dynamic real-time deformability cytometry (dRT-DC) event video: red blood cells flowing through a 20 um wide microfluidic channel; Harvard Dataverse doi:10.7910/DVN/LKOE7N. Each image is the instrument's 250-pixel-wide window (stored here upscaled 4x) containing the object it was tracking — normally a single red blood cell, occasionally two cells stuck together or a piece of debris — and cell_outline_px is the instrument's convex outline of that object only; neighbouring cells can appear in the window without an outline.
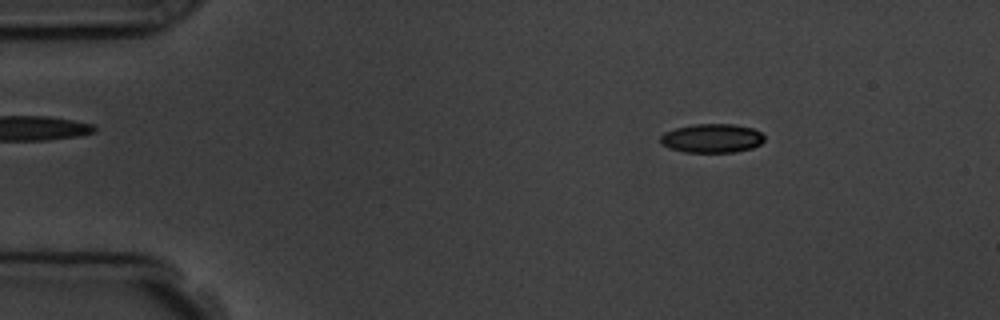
{"species": "common noctule bat (a hibernating species)", "species_latin": "Nyctalus noctula", "temperature_condition": "room temperature", "stored_images_in_passage": 5, "segment_of_instrument_passage": [1, 2], "camera_frame_rate_fps": 3000, "um_per_image_px": 0.085, "animal": {"sex": "male", "body_mass_g": 19.5, "forearm_length_mm": 54.6}, "frame": {"image": 1, "passage_image": 2, "time_ms": 1.0, "image_size_px": [1000, 320], "cell_outline_px": [[764, 140], [760, 144], [752, 148], [736, 152], [684, 152], [668, 148], [660, 144], [660, 136], [664, 132], [676, 128], [692, 124], [732, 124], [752, 128], [760, 132], [764, 136]], "centroid_in_image_um": [60.48, 11.76], "position_along_channel_um": 24.5, "area_um2": 17.63}}
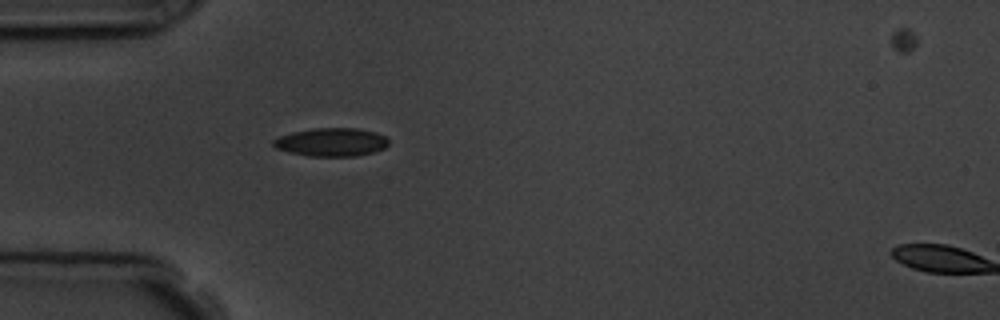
{"frame": {"image": 2, "passage_image": 4, "time_ms": 3.667, "image_size_px": [1000, 320], "cell_outline_px": [[388, 144], [384, 148], [376, 152], [356, 156], [308, 156], [288, 152], [276, 148], [272, 144], [272, 140], [280, 136], [292, 132], [312, 128], [356, 128], [376, 132], [384, 136], [388, 140]], "centroid_in_image_um": [28.16, 12.08], "position_along_channel_um": 56.8, "area_um2": 19.13}}